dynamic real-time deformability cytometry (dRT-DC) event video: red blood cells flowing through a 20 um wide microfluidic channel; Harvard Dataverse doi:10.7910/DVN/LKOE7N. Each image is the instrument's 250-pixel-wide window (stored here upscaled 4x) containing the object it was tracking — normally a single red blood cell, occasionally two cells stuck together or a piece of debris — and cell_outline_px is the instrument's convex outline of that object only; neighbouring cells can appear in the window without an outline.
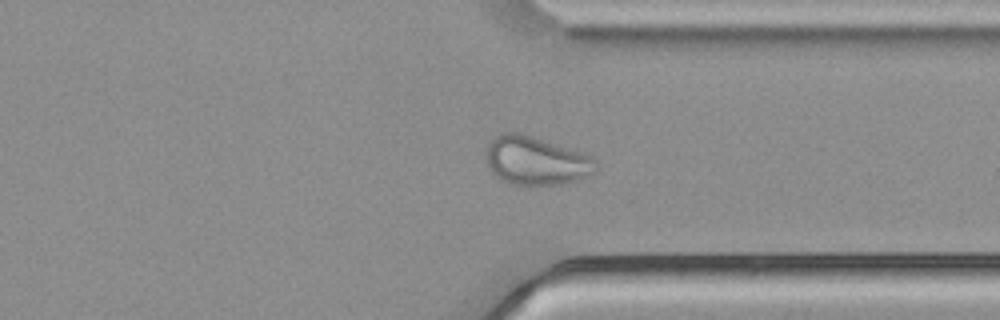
{"species": "common noctule bat (a hibernating species)", "species_latin": "Nyctalus noctula", "temperature_condition": "cold", "stored_images_in_passage": 47, "camera_frame_rate_fps": 3000, "um_per_image_px": 0.085, "animal": {"sex": "male", "body_mass_g": 21.5, "forearm_length_mm": 52.0}, "frame": {"image": 1, "passage_image": 34, "time_ms": 11.0, "image_size_px": [1000, 320], "cell_outline_px": [[596, 172], [588, 176], [564, 184], [508, 184], [500, 180], [488, 168], [484, 152], [484, 148], [496, 136], [504, 132], [520, 132], [592, 156], [596, 160]], "centroid_in_image_um": [45.51, 13.66], "position_along_channel_um": 365.9, "area_um2": 31.15}}